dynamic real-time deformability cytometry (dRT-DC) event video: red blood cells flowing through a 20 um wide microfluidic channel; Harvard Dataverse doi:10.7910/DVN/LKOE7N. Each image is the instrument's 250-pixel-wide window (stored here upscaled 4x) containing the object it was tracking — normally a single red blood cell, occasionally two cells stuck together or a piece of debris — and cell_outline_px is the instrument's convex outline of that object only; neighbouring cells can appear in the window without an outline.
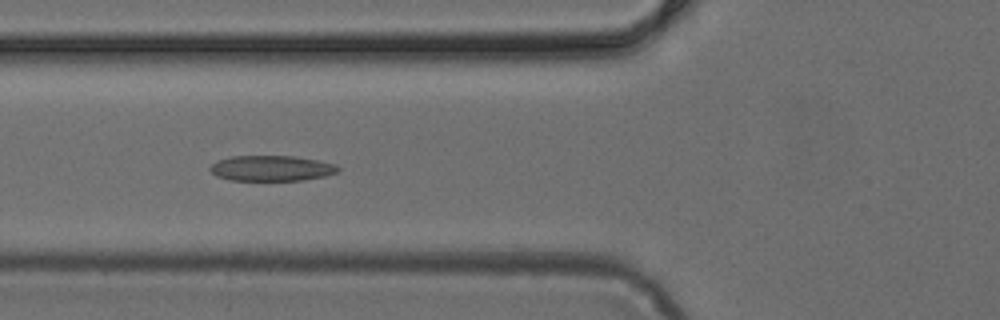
{"species": "common noctule bat (a hibernating species)", "species_latin": "Nyctalus noctula", "temperature_condition": "cold", "stored_images_in_passage": 37, "camera_frame_rate_fps": 3000, "um_per_image_px": 0.085, "animal": {"sex": "female", "body_mass_g": 24.6, "forearm_length_mm": 56.2}, "frame": {"image": 1, "passage_image": 7, "time_ms": 2.0, "image_size_px": [1000, 320], "cell_outline_px": [[340, 168], [336, 172], [324, 176], [304, 180], [228, 180], [216, 176], [208, 168], [212, 164], [228, 156], [292, 156], [316, 160], [336, 164]], "centroid_in_image_um": [23.05, 14.3], "position_along_channel_um": 102.8, "area_um2": 18.9}}
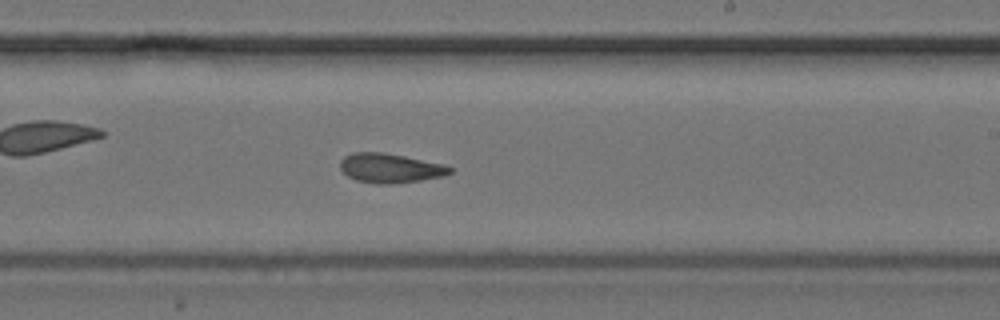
{"frame": {"image": 2, "passage_image": 18, "time_ms": 5.667, "image_size_px": [1000, 320], "cell_outline_px": [[456, 168], [452, 172], [444, 176], [420, 180], [392, 184], [376, 184], [356, 180], [348, 176], [340, 168], [340, 160], [344, 156], [352, 152], [384, 152], [444, 164]], "centroid_in_image_um": [33.18, 14.29], "position_along_channel_um": 255.8, "area_um2": 18.96}}
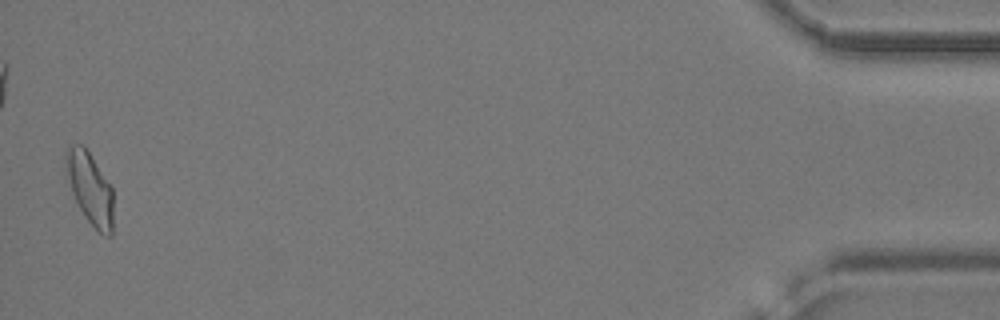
{"frame": {"image": 3, "passage_image": 37, "time_ms": 12.0, "image_size_px": [1000, 320], "cell_outline_px": [[112, 236], [104, 236], [84, 216], [72, 192], [68, 176], [64, 156], [68, 148], [72, 144], [84, 144], [112, 188]], "centroid_in_image_um": [7.65, 15.98], "position_along_channel_um": 427.6, "area_um2": 19.42}}